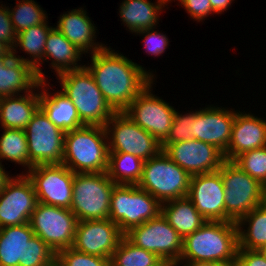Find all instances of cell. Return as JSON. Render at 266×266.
Here are the masks:
<instances>
[{
    "mask_svg": "<svg viewBox=\"0 0 266 266\" xmlns=\"http://www.w3.org/2000/svg\"><path fill=\"white\" fill-rule=\"evenodd\" d=\"M91 62L84 67L115 112H123L154 79L153 73L110 47L92 54Z\"/></svg>",
    "mask_w": 266,
    "mask_h": 266,
    "instance_id": "obj_1",
    "label": "cell"
},
{
    "mask_svg": "<svg viewBox=\"0 0 266 266\" xmlns=\"http://www.w3.org/2000/svg\"><path fill=\"white\" fill-rule=\"evenodd\" d=\"M238 227L233 221H206L183 239L178 266L183 262H236Z\"/></svg>",
    "mask_w": 266,
    "mask_h": 266,
    "instance_id": "obj_2",
    "label": "cell"
},
{
    "mask_svg": "<svg viewBox=\"0 0 266 266\" xmlns=\"http://www.w3.org/2000/svg\"><path fill=\"white\" fill-rule=\"evenodd\" d=\"M108 159V139L104 126L84 125L65 132L62 164L72 172H107Z\"/></svg>",
    "mask_w": 266,
    "mask_h": 266,
    "instance_id": "obj_3",
    "label": "cell"
},
{
    "mask_svg": "<svg viewBox=\"0 0 266 266\" xmlns=\"http://www.w3.org/2000/svg\"><path fill=\"white\" fill-rule=\"evenodd\" d=\"M56 256L29 223L0 228V266H56Z\"/></svg>",
    "mask_w": 266,
    "mask_h": 266,
    "instance_id": "obj_4",
    "label": "cell"
},
{
    "mask_svg": "<svg viewBox=\"0 0 266 266\" xmlns=\"http://www.w3.org/2000/svg\"><path fill=\"white\" fill-rule=\"evenodd\" d=\"M57 76L62 92L72 101L84 125L105 126L116 113L106 102L93 76L85 67Z\"/></svg>",
    "mask_w": 266,
    "mask_h": 266,
    "instance_id": "obj_5",
    "label": "cell"
},
{
    "mask_svg": "<svg viewBox=\"0 0 266 266\" xmlns=\"http://www.w3.org/2000/svg\"><path fill=\"white\" fill-rule=\"evenodd\" d=\"M190 179L191 176L162 150L157 156L144 162L137 186L164 203L187 197Z\"/></svg>",
    "mask_w": 266,
    "mask_h": 266,
    "instance_id": "obj_6",
    "label": "cell"
},
{
    "mask_svg": "<svg viewBox=\"0 0 266 266\" xmlns=\"http://www.w3.org/2000/svg\"><path fill=\"white\" fill-rule=\"evenodd\" d=\"M115 185L107 172L74 173L70 210L77 220L108 219L111 193Z\"/></svg>",
    "mask_w": 266,
    "mask_h": 266,
    "instance_id": "obj_7",
    "label": "cell"
},
{
    "mask_svg": "<svg viewBox=\"0 0 266 266\" xmlns=\"http://www.w3.org/2000/svg\"><path fill=\"white\" fill-rule=\"evenodd\" d=\"M161 203L137 185L116 184L110 198L109 219L125 234L131 228L156 218Z\"/></svg>",
    "mask_w": 266,
    "mask_h": 266,
    "instance_id": "obj_8",
    "label": "cell"
},
{
    "mask_svg": "<svg viewBox=\"0 0 266 266\" xmlns=\"http://www.w3.org/2000/svg\"><path fill=\"white\" fill-rule=\"evenodd\" d=\"M225 192V221L238 222L263 204V185L244 172L233 161L225 160L220 169Z\"/></svg>",
    "mask_w": 266,
    "mask_h": 266,
    "instance_id": "obj_9",
    "label": "cell"
},
{
    "mask_svg": "<svg viewBox=\"0 0 266 266\" xmlns=\"http://www.w3.org/2000/svg\"><path fill=\"white\" fill-rule=\"evenodd\" d=\"M124 236L135 246L156 254L165 263L178 266L183 250V238L162 213L131 228Z\"/></svg>",
    "mask_w": 266,
    "mask_h": 266,
    "instance_id": "obj_10",
    "label": "cell"
},
{
    "mask_svg": "<svg viewBox=\"0 0 266 266\" xmlns=\"http://www.w3.org/2000/svg\"><path fill=\"white\" fill-rule=\"evenodd\" d=\"M104 127L109 153H129L146 161L162 151L160 142L124 112H116Z\"/></svg>",
    "mask_w": 266,
    "mask_h": 266,
    "instance_id": "obj_11",
    "label": "cell"
},
{
    "mask_svg": "<svg viewBox=\"0 0 266 266\" xmlns=\"http://www.w3.org/2000/svg\"><path fill=\"white\" fill-rule=\"evenodd\" d=\"M77 223L76 215L70 209L39 202L29 220L34 235L39 236L56 254L73 246Z\"/></svg>",
    "mask_w": 266,
    "mask_h": 266,
    "instance_id": "obj_12",
    "label": "cell"
},
{
    "mask_svg": "<svg viewBox=\"0 0 266 266\" xmlns=\"http://www.w3.org/2000/svg\"><path fill=\"white\" fill-rule=\"evenodd\" d=\"M29 151V170L40 164H61L65 132L56 127L39 107L24 129Z\"/></svg>",
    "mask_w": 266,
    "mask_h": 266,
    "instance_id": "obj_13",
    "label": "cell"
},
{
    "mask_svg": "<svg viewBox=\"0 0 266 266\" xmlns=\"http://www.w3.org/2000/svg\"><path fill=\"white\" fill-rule=\"evenodd\" d=\"M26 172L39 203L71 208L74 172L62 163L40 164Z\"/></svg>",
    "mask_w": 266,
    "mask_h": 266,
    "instance_id": "obj_14",
    "label": "cell"
},
{
    "mask_svg": "<svg viewBox=\"0 0 266 266\" xmlns=\"http://www.w3.org/2000/svg\"><path fill=\"white\" fill-rule=\"evenodd\" d=\"M152 83L123 112L162 144L169 135L176 110L151 93Z\"/></svg>",
    "mask_w": 266,
    "mask_h": 266,
    "instance_id": "obj_15",
    "label": "cell"
},
{
    "mask_svg": "<svg viewBox=\"0 0 266 266\" xmlns=\"http://www.w3.org/2000/svg\"><path fill=\"white\" fill-rule=\"evenodd\" d=\"M38 203L26 174L11 177L0 193V228L29 223Z\"/></svg>",
    "mask_w": 266,
    "mask_h": 266,
    "instance_id": "obj_16",
    "label": "cell"
},
{
    "mask_svg": "<svg viewBox=\"0 0 266 266\" xmlns=\"http://www.w3.org/2000/svg\"><path fill=\"white\" fill-rule=\"evenodd\" d=\"M163 152L190 176L218 171L225 161L218 148L196 139L168 144Z\"/></svg>",
    "mask_w": 266,
    "mask_h": 266,
    "instance_id": "obj_17",
    "label": "cell"
},
{
    "mask_svg": "<svg viewBox=\"0 0 266 266\" xmlns=\"http://www.w3.org/2000/svg\"><path fill=\"white\" fill-rule=\"evenodd\" d=\"M124 234L109 218L78 221L74 244L76 251L111 259Z\"/></svg>",
    "mask_w": 266,
    "mask_h": 266,
    "instance_id": "obj_18",
    "label": "cell"
},
{
    "mask_svg": "<svg viewBox=\"0 0 266 266\" xmlns=\"http://www.w3.org/2000/svg\"><path fill=\"white\" fill-rule=\"evenodd\" d=\"M187 197L207 221H225V192L219 171L191 176Z\"/></svg>",
    "mask_w": 266,
    "mask_h": 266,
    "instance_id": "obj_19",
    "label": "cell"
},
{
    "mask_svg": "<svg viewBox=\"0 0 266 266\" xmlns=\"http://www.w3.org/2000/svg\"><path fill=\"white\" fill-rule=\"evenodd\" d=\"M235 115L236 111L216 106L195 111L193 139L211 144L225 154L231 140Z\"/></svg>",
    "mask_w": 266,
    "mask_h": 266,
    "instance_id": "obj_20",
    "label": "cell"
},
{
    "mask_svg": "<svg viewBox=\"0 0 266 266\" xmlns=\"http://www.w3.org/2000/svg\"><path fill=\"white\" fill-rule=\"evenodd\" d=\"M242 113L236 112L225 160L233 161L241 153L266 146V120Z\"/></svg>",
    "mask_w": 266,
    "mask_h": 266,
    "instance_id": "obj_21",
    "label": "cell"
},
{
    "mask_svg": "<svg viewBox=\"0 0 266 266\" xmlns=\"http://www.w3.org/2000/svg\"><path fill=\"white\" fill-rule=\"evenodd\" d=\"M57 23L56 29L83 53L91 51V54H94L106 46L103 43L94 42L97 29L84 8L73 9L71 12L60 15Z\"/></svg>",
    "mask_w": 266,
    "mask_h": 266,
    "instance_id": "obj_22",
    "label": "cell"
},
{
    "mask_svg": "<svg viewBox=\"0 0 266 266\" xmlns=\"http://www.w3.org/2000/svg\"><path fill=\"white\" fill-rule=\"evenodd\" d=\"M36 70L18 58L0 59V98L20 95L39 89ZM26 90V91H25Z\"/></svg>",
    "mask_w": 266,
    "mask_h": 266,
    "instance_id": "obj_23",
    "label": "cell"
},
{
    "mask_svg": "<svg viewBox=\"0 0 266 266\" xmlns=\"http://www.w3.org/2000/svg\"><path fill=\"white\" fill-rule=\"evenodd\" d=\"M47 85L50 87L46 80L39 82V88L43 89L40 92V108L49 120L64 132L84 126L72 101L62 91L50 95L45 89Z\"/></svg>",
    "mask_w": 266,
    "mask_h": 266,
    "instance_id": "obj_24",
    "label": "cell"
},
{
    "mask_svg": "<svg viewBox=\"0 0 266 266\" xmlns=\"http://www.w3.org/2000/svg\"><path fill=\"white\" fill-rule=\"evenodd\" d=\"M23 95L0 98V125L2 128L24 130L40 107L39 90L38 93L32 90Z\"/></svg>",
    "mask_w": 266,
    "mask_h": 266,
    "instance_id": "obj_25",
    "label": "cell"
},
{
    "mask_svg": "<svg viewBox=\"0 0 266 266\" xmlns=\"http://www.w3.org/2000/svg\"><path fill=\"white\" fill-rule=\"evenodd\" d=\"M82 54L84 53L68 41L56 27L50 30L45 44L44 60L52 59L50 65L55 70L56 75L82 69L85 65L79 66L77 64L78 61H81Z\"/></svg>",
    "mask_w": 266,
    "mask_h": 266,
    "instance_id": "obj_26",
    "label": "cell"
},
{
    "mask_svg": "<svg viewBox=\"0 0 266 266\" xmlns=\"http://www.w3.org/2000/svg\"><path fill=\"white\" fill-rule=\"evenodd\" d=\"M166 3V0H157L156 3L148 0H124L119 7V16L132 33L156 28L159 14L162 12L163 7L168 5Z\"/></svg>",
    "mask_w": 266,
    "mask_h": 266,
    "instance_id": "obj_27",
    "label": "cell"
},
{
    "mask_svg": "<svg viewBox=\"0 0 266 266\" xmlns=\"http://www.w3.org/2000/svg\"><path fill=\"white\" fill-rule=\"evenodd\" d=\"M161 213L183 239L207 221L188 197L161 203Z\"/></svg>",
    "mask_w": 266,
    "mask_h": 266,
    "instance_id": "obj_28",
    "label": "cell"
},
{
    "mask_svg": "<svg viewBox=\"0 0 266 266\" xmlns=\"http://www.w3.org/2000/svg\"><path fill=\"white\" fill-rule=\"evenodd\" d=\"M52 28L53 26L48 27L47 21H45L44 23L31 26L28 29L21 31L16 35V42L13 48V57L30 64L36 70L37 77L40 81L46 80V75H44L39 66L40 64H43L42 61H44L46 40ZM18 46L21 50L25 51V53L30 54L31 59L15 55L17 53L16 48H18Z\"/></svg>",
    "mask_w": 266,
    "mask_h": 266,
    "instance_id": "obj_29",
    "label": "cell"
},
{
    "mask_svg": "<svg viewBox=\"0 0 266 266\" xmlns=\"http://www.w3.org/2000/svg\"><path fill=\"white\" fill-rule=\"evenodd\" d=\"M248 223V224H247ZM243 225H248L244 230ZM238 249L258 250L266 244V202L255 207L238 222ZM244 230V231H243Z\"/></svg>",
    "mask_w": 266,
    "mask_h": 266,
    "instance_id": "obj_30",
    "label": "cell"
},
{
    "mask_svg": "<svg viewBox=\"0 0 266 266\" xmlns=\"http://www.w3.org/2000/svg\"><path fill=\"white\" fill-rule=\"evenodd\" d=\"M144 160L129 153H109L107 174L115 184L137 185Z\"/></svg>",
    "mask_w": 266,
    "mask_h": 266,
    "instance_id": "obj_31",
    "label": "cell"
},
{
    "mask_svg": "<svg viewBox=\"0 0 266 266\" xmlns=\"http://www.w3.org/2000/svg\"><path fill=\"white\" fill-rule=\"evenodd\" d=\"M110 266H172L156 254L135 246L125 236L120 240L110 259Z\"/></svg>",
    "mask_w": 266,
    "mask_h": 266,
    "instance_id": "obj_32",
    "label": "cell"
},
{
    "mask_svg": "<svg viewBox=\"0 0 266 266\" xmlns=\"http://www.w3.org/2000/svg\"><path fill=\"white\" fill-rule=\"evenodd\" d=\"M4 132L0 137L1 159L23 165L29 170V151L25 131L22 129L2 128Z\"/></svg>",
    "mask_w": 266,
    "mask_h": 266,
    "instance_id": "obj_33",
    "label": "cell"
},
{
    "mask_svg": "<svg viewBox=\"0 0 266 266\" xmlns=\"http://www.w3.org/2000/svg\"><path fill=\"white\" fill-rule=\"evenodd\" d=\"M8 11L16 34L48 20L43 8L34 0H21L12 10L8 7Z\"/></svg>",
    "mask_w": 266,
    "mask_h": 266,
    "instance_id": "obj_34",
    "label": "cell"
},
{
    "mask_svg": "<svg viewBox=\"0 0 266 266\" xmlns=\"http://www.w3.org/2000/svg\"><path fill=\"white\" fill-rule=\"evenodd\" d=\"M233 162L264 185L266 182V146L241 153Z\"/></svg>",
    "mask_w": 266,
    "mask_h": 266,
    "instance_id": "obj_35",
    "label": "cell"
},
{
    "mask_svg": "<svg viewBox=\"0 0 266 266\" xmlns=\"http://www.w3.org/2000/svg\"><path fill=\"white\" fill-rule=\"evenodd\" d=\"M56 266H110V259L82 253L70 247L57 253Z\"/></svg>",
    "mask_w": 266,
    "mask_h": 266,
    "instance_id": "obj_36",
    "label": "cell"
},
{
    "mask_svg": "<svg viewBox=\"0 0 266 266\" xmlns=\"http://www.w3.org/2000/svg\"><path fill=\"white\" fill-rule=\"evenodd\" d=\"M195 112L180 114L175 111L174 120L170 128L169 135L161 144L162 150L171 143L187 141L193 139V121Z\"/></svg>",
    "mask_w": 266,
    "mask_h": 266,
    "instance_id": "obj_37",
    "label": "cell"
},
{
    "mask_svg": "<svg viewBox=\"0 0 266 266\" xmlns=\"http://www.w3.org/2000/svg\"><path fill=\"white\" fill-rule=\"evenodd\" d=\"M154 30H155L154 28L145 29V30L136 32V34L139 33L145 36L143 37L144 38L143 43H144L146 52L154 56H159L162 53H164V51L168 47L169 40L166 37V35L156 30L154 31Z\"/></svg>",
    "mask_w": 266,
    "mask_h": 266,
    "instance_id": "obj_38",
    "label": "cell"
},
{
    "mask_svg": "<svg viewBox=\"0 0 266 266\" xmlns=\"http://www.w3.org/2000/svg\"><path fill=\"white\" fill-rule=\"evenodd\" d=\"M184 9L196 21H202L213 11L210 0H178Z\"/></svg>",
    "mask_w": 266,
    "mask_h": 266,
    "instance_id": "obj_39",
    "label": "cell"
},
{
    "mask_svg": "<svg viewBox=\"0 0 266 266\" xmlns=\"http://www.w3.org/2000/svg\"><path fill=\"white\" fill-rule=\"evenodd\" d=\"M0 6V41L7 43L12 49L16 42V33L14 31L8 7Z\"/></svg>",
    "mask_w": 266,
    "mask_h": 266,
    "instance_id": "obj_40",
    "label": "cell"
},
{
    "mask_svg": "<svg viewBox=\"0 0 266 266\" xmlns=\"http://www.w3.org/2000/svg\"><path fill=\"white\" fill-rule=\"evenodd\" d=\"M236 266H266V259L258 250L238 249Z\"/></svg>",
    "mask_w": 266,
    "mask_h": 266,
    "instance_id": "obj_41",
    "label": "cell"
},
{
    "mask_svg": "<svg viewBox=\"0 0 266 266\" xmlns=\"http://www.w3.org/2000/svg\"><path fill=\"white\" fill-rule=\"evenodd\" d=\"M234 0H210L213 13L221 14L226 11Z\"/></svg>",
    "mask_w": 266,
    "mask_h": 266,
    "instance_id": "obj_42",
    "label": "cell"
},
{
    "mask_svg": "<svg viewBox=\"0 0 266 266\" xmlns=\"http://www.w3.org/2000/svg\"><path fill=\"white\" fill-rule=\"evenodd\" d=\"M184 266H236V262L194 261V262H185Z\"/></svg>",
    "mask_w": 266,
    "mask_h": 266,
    "instance_id": "obj_43",
    "label": "cell"
},
{
    "mask_svg": "<svg viewBox=\"0 0 266 266\" xmlns=\"http://www.w3.org/2000/svg\"><path fill=\"white\" fill-rule=\"evenodd\" d=\"M13 56V49L5 42L0 41V59L11 58Z\"/></svg>",
    "mask_w": 266,
    "mask_h": 266,
    "instance_id": "obj_44",
    "label": "cell"
},
{
    "mask_svg": "<svg viewBox=\"0 0 266 266\" xmlns=\"http://www.w3.org/2000/svg\"><path fill=\"white\" fill-rule=\"evenodd\" d=\"M8 173L5 172L2 163L0 162V193L3 191L5 184L11 178Z\"/></svg>",
    "mask_w": 266,
    "mask_h": 266,
    "instance_id": "obj_45",
    "label": "cell"
},
{
    "mask_svg": "<svg viewBox=\"0 0 266 266\" xmlns=\"http://www.w3.org/2000/svg\"><path fill=\"white\" fill-rule=\"evenodd\" d=\"M258 251L265 257L266 259V244L263 245Z\"/></svg>",
    "mask_w": 266,
    "mask_h": 266,
    "instance_id": "obj_46",
    "label": "cell"
},
{
    "mask_svg": "<svg viewBox=\"0 0 266 266\" xmlns=\"http://www.w3.org/2000/svg\"><path fill=\"white\" fill-rule=\"evenodd\" d=\"M263 197H264V201L266 202V182L263 185Z\"/></svg>",
    "mask_w": 266,
    "mask_h": 266,
    "instance_id": "obj_47",
    "label": "cell"
}]
</instances>
